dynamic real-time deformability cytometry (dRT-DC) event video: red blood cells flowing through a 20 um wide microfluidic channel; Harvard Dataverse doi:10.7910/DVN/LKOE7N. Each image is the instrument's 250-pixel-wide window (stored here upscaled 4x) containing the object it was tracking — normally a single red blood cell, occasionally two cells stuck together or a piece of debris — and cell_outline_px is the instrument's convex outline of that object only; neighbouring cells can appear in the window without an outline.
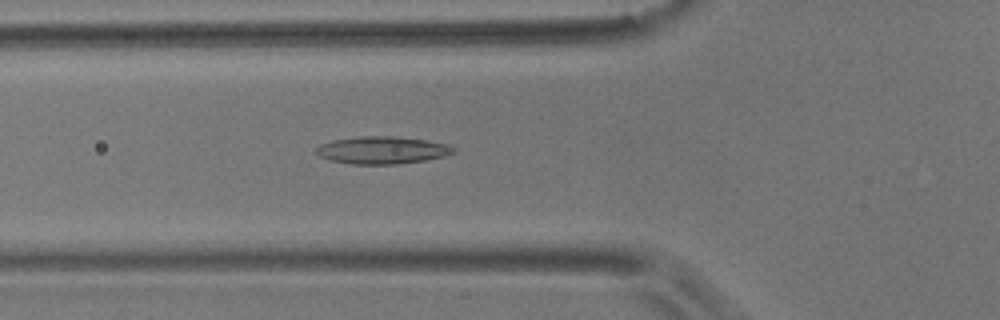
{"species": "common noctule bat (a hibernating species)", "species_latin": "Nyctalus noctula", "temperature_condition": "room temperature", "stored_images_in_passage": 50, "camera_frame_rate_fps": 3000, "um_per_image_px": 0.085, "animal": {"sex": "male", "body_mass_g": 17.9}, "frame": {"image": 1, "passage_image": 19, "time_ms": 6.0, "image_size_px": [1000, 320], "cell_outline_px": [[456, 152], [444, 156], [424, 160], [396, 164], [352, 164], [328, 160], [320, 156], [316, 152], [316, 148], [320, 144], [332, 140], [360, 136], [392, 136], [428, 140], [448, 144], [456, 148]], "centroid_in_image_um": [32.49, 12.76], "position_along_channel_um": 93.3, "area_um2": 22.02}}
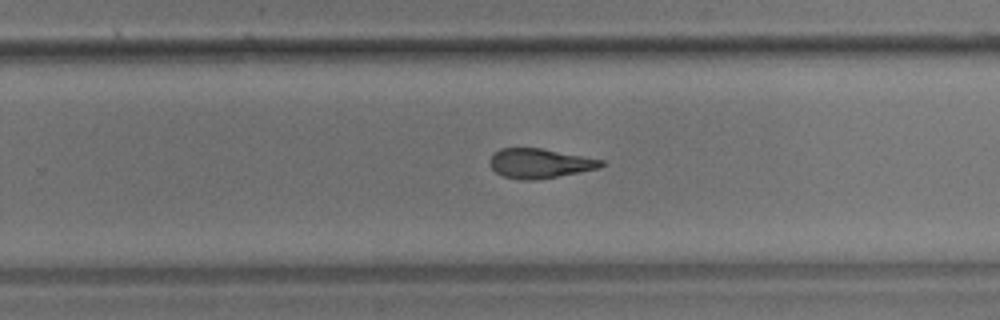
{"frame": {"image": 2, "passage_image": 35, "time_ms": 11.333, "image_size_px": [1000, 320], "cell_outline_px": [[604, 164], [600, 168], [536, 180], [520, 180], [504, 176], [496, 172], [488, 164], [488, 160], [500, 148], [540, 148], [584, 156], [604, 160]], "centroid_in_image_um": [45.86, 13.88], "position_along_channel_um": 283.9, "area_um2": 19.13}}
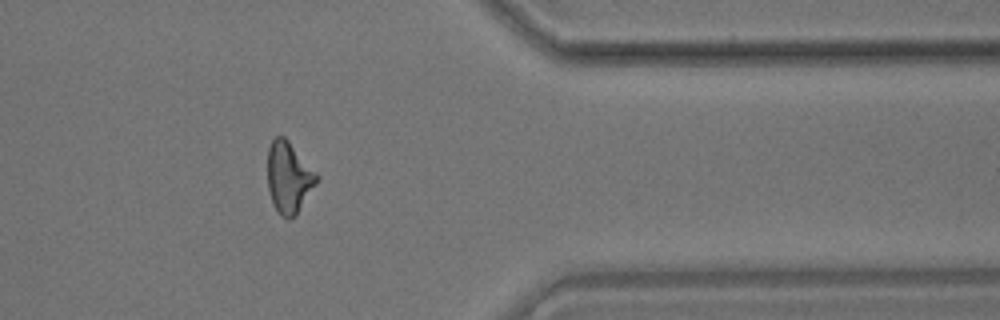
{"frame": {"image": 3, "passage_image": 45, "time_ms": 14.667, "image_size_px": [1000, 320], "cell_outline_px": [[320, 176], [316, 184], [296, 216], [288, 220], [280, 216], [276, 212], [272, 204], [268, 188], [268, 148], [272, 140], [276, 136], [284, 136], [288, 140]], "centroid_in_image_um": [24.55, 15.12], "position_along_channel_um": 386.9, "area_um2": 20.63}, "authors_computed_cell_mechanics": {"area_um2": 20.5768, "velocity_mm_per_s": 3.5729, "shape_relaxation_time_tau1_ms": 10.8471, "shape_relaxation_time_tau2_ms": 1.9521, "deformation_change_tau1": 0.2472, "deformation_change_tau2": 0.1059}}